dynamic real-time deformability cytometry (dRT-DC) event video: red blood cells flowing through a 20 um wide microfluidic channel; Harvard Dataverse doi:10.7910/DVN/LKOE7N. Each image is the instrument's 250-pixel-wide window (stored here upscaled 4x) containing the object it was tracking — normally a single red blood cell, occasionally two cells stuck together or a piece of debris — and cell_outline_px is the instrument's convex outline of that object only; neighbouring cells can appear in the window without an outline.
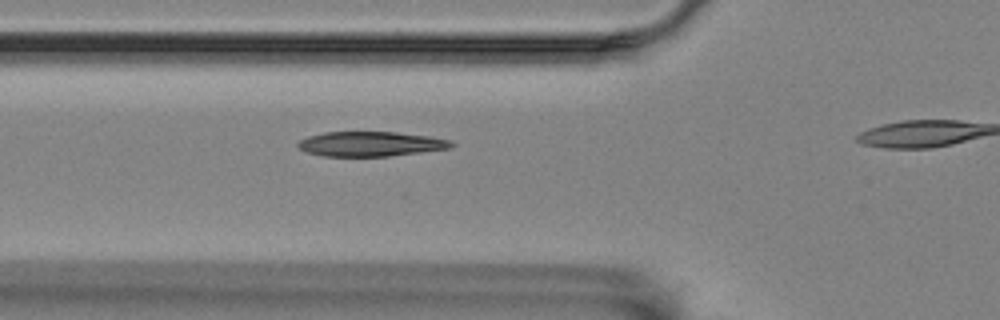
{"species": "Egyptian fruit bat (a non-hibernating species)", "species_latin": "Rousettus aegyptiacus", "temperature_condition": "room temperature", "stored_images_in_passage": 3, "segment_of_instrument_passage": [1, 2], "camera_frame_rate_fps": 3000, "um_per_image_px": 0.085, "animal": {"sex": "female"}, "frame": {"image": 1, "passage_image": 2, "time_ms": 0.333, "image_size_px": [1000, 320], "cell_outline_px": [[456, 144], [452, 148], [388, 156], [324, 156], [308, 152], [300, 148], [296, 144], [300, 140], [308, 136], [324, 132], [396, 132], [428, 136], [452, 140]], "centroid_in_image_um": [31.54, 12.23], "position_along_channel_um": 94.3, "area_um2": 22.08}}